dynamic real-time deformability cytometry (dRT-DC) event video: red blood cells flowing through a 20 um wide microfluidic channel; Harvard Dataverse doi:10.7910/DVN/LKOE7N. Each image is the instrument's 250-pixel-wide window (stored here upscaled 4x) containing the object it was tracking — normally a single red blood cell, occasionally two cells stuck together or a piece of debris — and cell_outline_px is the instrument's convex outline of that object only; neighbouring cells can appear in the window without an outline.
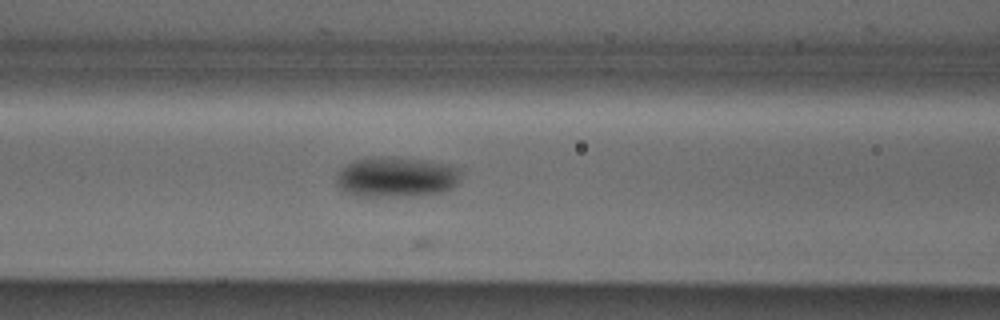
{"species": "Egyptian fruit bat (a non-hibernating species)", "species_latin": "Rousettus aegyptiacus", "temperature_condition": "cold", "stored_images_in_passage": 17, "camera_frame_rate_fps": 3000, "um_per_image_px": 0.085, "animal": {"sex": "male"}, "frame": {"image": 1, "passage_image": 12, "time_ms": 3.667, "image_size_px": [1000, 320], "cell_outline_px": [[460, 180], [452, 188], [444, 192], [420, 196], [360, 196], [348, 192], [340, 188], [336, 184], [336, 176], [340, 168], [352, 160], [372, 156], [396, 156], [428, 160], [448, 164], [460, 168]], "centroid_in_image_um": [33.7, 15.02], "position_along_channel_um": 132.9, "area_um2": 30.0}}